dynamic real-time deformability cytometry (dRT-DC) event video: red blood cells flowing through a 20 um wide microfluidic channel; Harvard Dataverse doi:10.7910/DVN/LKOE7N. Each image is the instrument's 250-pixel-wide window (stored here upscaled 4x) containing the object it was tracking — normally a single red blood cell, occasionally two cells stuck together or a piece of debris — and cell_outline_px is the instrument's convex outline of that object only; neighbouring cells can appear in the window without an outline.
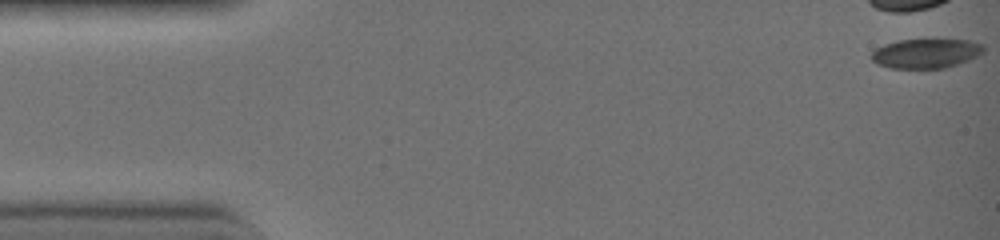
{"species": "common noctule bat (a hibernating species)", "species_latin": "Nyctalus noctula", "temperature_condition": "warm", "stored_images_in_passage": 5, "camera_frame_rate_fps": 3000, "um_per_image_px": 0.085, "animal": {"sex": "female", "body_mass_g": 19.0, "forearm_length_mm": 51.5}, "frame": {"image": 1, "passage_image": 1, "time_ms": 0.0, "image_size_px": [1000, 240], "cell_outline_px": [[984, 52], [968, 60], [944, 68], [892, 68], [880, 64], [872, 60], [872, 52], [876, 48], [884, 44], [900, 40], [968, 40], [984, 44]], "centroid_in_image_um": [78.73, 4.53], "position_along_channel_um": 6.3, "area_um2": 18.96}}